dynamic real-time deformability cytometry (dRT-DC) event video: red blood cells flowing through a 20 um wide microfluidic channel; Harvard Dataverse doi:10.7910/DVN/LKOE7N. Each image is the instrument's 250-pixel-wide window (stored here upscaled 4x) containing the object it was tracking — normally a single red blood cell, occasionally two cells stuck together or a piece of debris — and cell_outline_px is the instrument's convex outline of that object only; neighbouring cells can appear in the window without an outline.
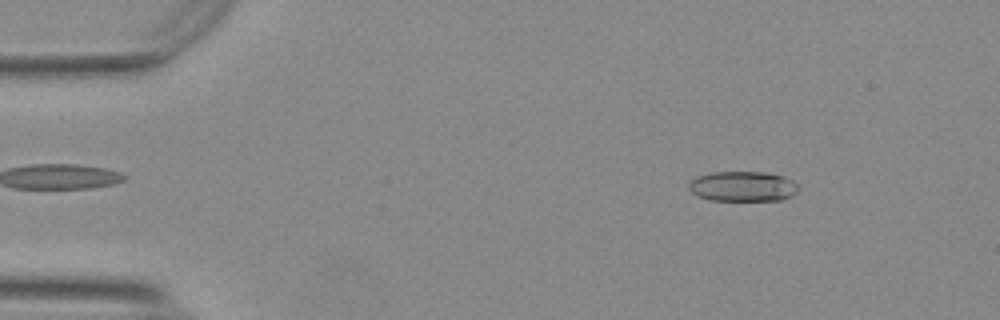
{"species": "Egyptian fruit bat (a non-hibernating species)", "species_latin": "Rousettus aegyptiacus", "temperature_condition": "warm", "stored_images_in_passage": 48, "camera_frame_rate_fps": 3000, "um_per_image_px": 0.085, "animal": {"sex": "female"}, "frame": {"image": 1, "passage_image": 7, "time_ms": 2.0, "image_size_px": [1000, 320], "cell_outline_px": [[800, 188], [796, 192], [780, 200], [712, 200], [696, 196], [688, 188], [688, 184], [696, 176], [712, 172], [764, 172], [780, 176], [792, 180]], "centroid_in_image_um": [63.09, 15.84], "position_along_channel_um": 21.9, "area_um2": 19.07}}
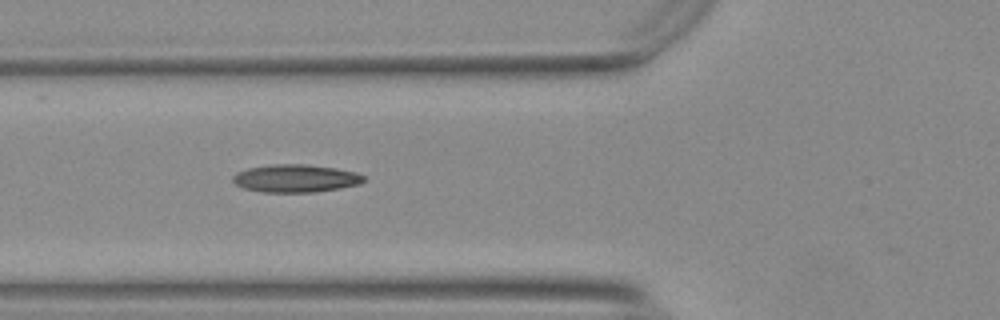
{"frame": {"image": 2, "passage_image": 20, "time_ms": 6.333, "image_size_px": [1000, 320], "cell_outline_px": [[364, 180], [360, 184], [340, 188], [316, 192], [260, 192], [244, 188], [236, 184], [232, 180], [232, 176], [236, 172], [248, 168], [272, 164], [304, 164], [336, 168], [356, 172], [364, 176]], "centroid_in_image_um": [25.11, 15.16], "position_along_channel_um": 100.7, "area_um2": 21.27}}
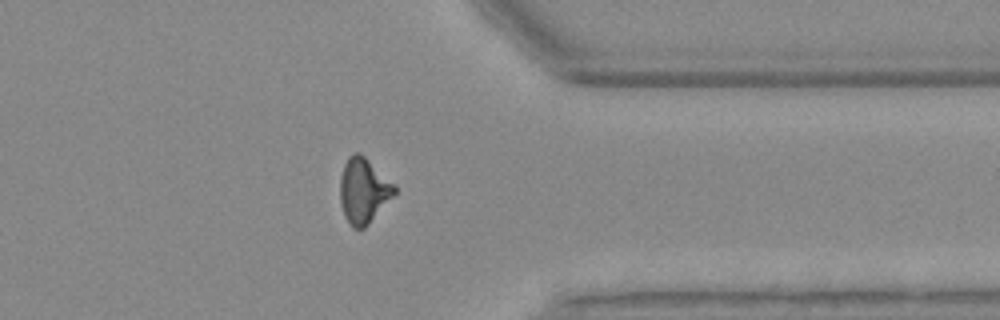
{"frame": {"image": 3, "passage_image": 43, "time_ms": 14.0, "image_size_px": [1000, 320], "cell_outline_px": [[396, 192], [368, 224], [364, 228], [352, 228], [344, 216], [340, 200], [340, 176], [344, 164], [348, 156], [356, 152], [360, 152], [396, 188]], "centroid_in_image_um": [30.85, 16.21], "position_along_channel_um": 380.6, "area_um2": 20.17}, "authors_computed_cell_mechanics": {"area_um2": 20.0277, "velocity_mm_per_s": 3.7543, "shape_relaxation_time_tau1_ms": null, "shape_relaxation_time_tau2_ms": 2.3525, "deformation_change_tau1": null, "deformation_change_tau2": 0.1135}}